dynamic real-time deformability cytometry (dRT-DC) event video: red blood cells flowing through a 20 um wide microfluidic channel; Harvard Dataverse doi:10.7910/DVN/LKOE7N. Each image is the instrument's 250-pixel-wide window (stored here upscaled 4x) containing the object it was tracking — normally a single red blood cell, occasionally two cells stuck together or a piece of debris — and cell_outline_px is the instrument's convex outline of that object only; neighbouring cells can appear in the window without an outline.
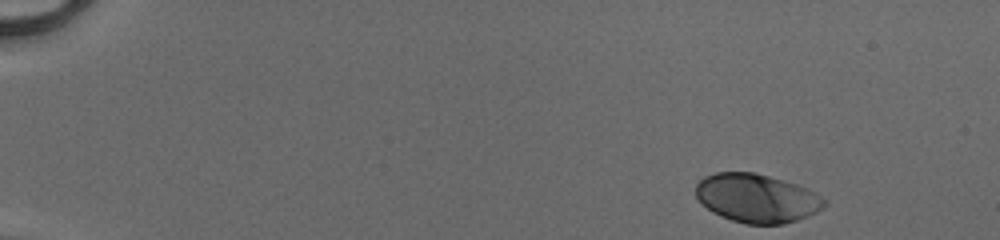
{"species": "human", "species_latin": "Homo sapiens", "temperature_condition": "cold", "stored_images_in_passage": 46, "camera_frame_rate_fps": 3000, "um_per_image_px": 0.085, "donor": {"sex": "male"}, "frame": {"image": 1, "passage_image": 1, "time_ms": 0.0, "image_size_px": [1000, 240], "cell_outline_px": [[828, 204], [816, 212], [808, 216], [784, 224], [744, 224], [720, 216], [712, 212], [696, 196], [696, 184], [704, 176], [716, 172], [752, 172], [784, 180], [796, 184], [820, 196]], "centroid_in_image_um": [64.31, 16.85], "position_along_channel_um": 20.7, "area_um2": 36.18}}
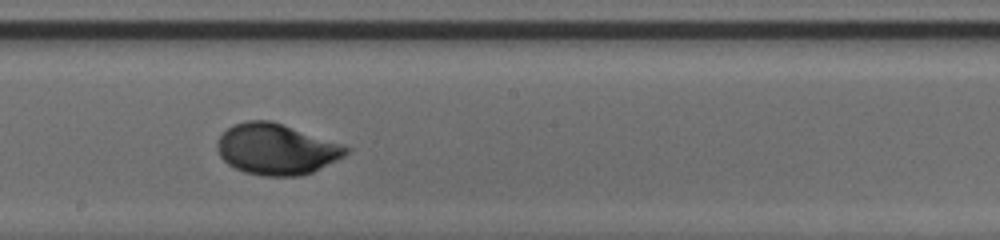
{"frame": {"image": 2, "passage_image": 26, "time_ms": 8.333, "image_size_px": [1000, 240], "cell_outline_px": [[348, 152], [344, 156], [312, 172], [300, 176], [264, 176], [244, 172], [228, 164], [220, 156], [216, 148], [216, 140], [232, 124], [248, 120], [272, 120], [344, 144], [348, 148]], "centroid_in_image_um": [23.47, 12.67], "position_along_channel_um": 224.7, "area_um2": 38.38}}
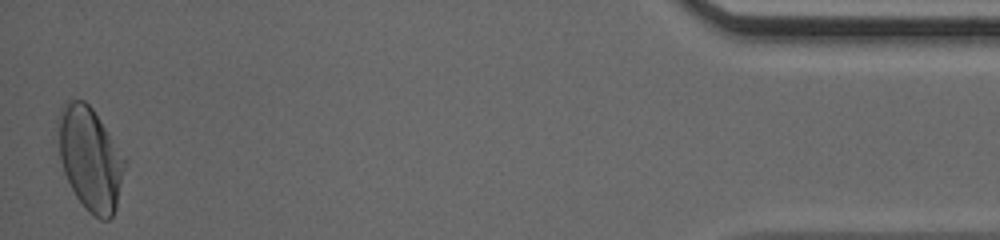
{"frame": {"image": 3, "passage_image": 46, "time_ms": 15.0, "image_size_px": [1000, 240], "cell_outline_px": [[128, 160], [116, 208], [112, 216], [108, 220], [100, 220], [88, 212], [84, 208], [76, 196], [64, 172], [60, 160], [60, 108], [68, 100], [84, 100], [92, 108]], "centroid_in_image_um": [7.72, 13.54], "position_along_channel_um": 427.5, "area_um2": 39.88}, "authors_computed_cell_mechanics": {"area_um2": 36.8764, "velocity_mm_per_s": 4.1386, "shape_relaxation_time_tau1_ms": 2.3841, "shape_relaxation_time_tau2_ms": null, "deformation_change_tau1": 0.1354, "deformation_change_tau2": null}}